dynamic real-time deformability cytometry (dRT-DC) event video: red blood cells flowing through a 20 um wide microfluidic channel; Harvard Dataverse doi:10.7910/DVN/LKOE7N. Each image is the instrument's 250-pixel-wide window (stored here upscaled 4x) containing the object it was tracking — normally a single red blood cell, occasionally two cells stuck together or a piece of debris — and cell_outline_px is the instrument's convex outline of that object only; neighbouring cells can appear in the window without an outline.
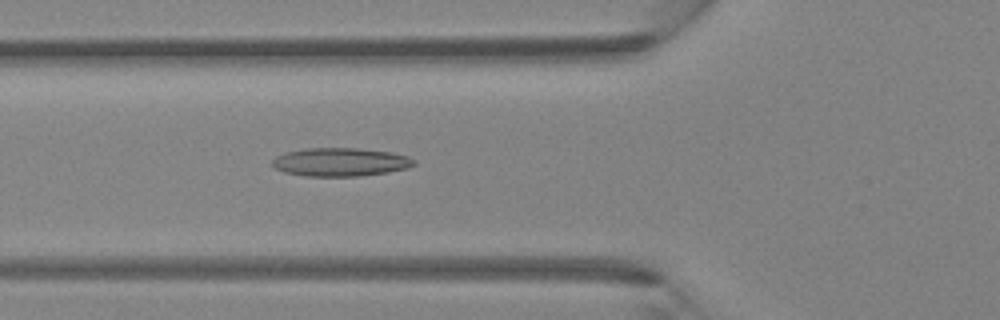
{"species": "Egyptian fruit bat (a non-hibernating species)", "species_latin": "Rousettus aegyptiacus", "temperature_condition": "room temperature", "stored_images_in_passage": 36, "camera_frame_rate_fps": 3000, "um_per_image_px": 0.085, "animal": {"sex": "female"}, "frame": {"image": 1, "passage_image": 7, "time_ms": 2.0, "image_size_px": [1000, 320], "cell_outline_px": [[416, 164], [408, 168], [388, 172], [360, 176], [304, 176], [284, 172], [276, 168], [272, 164], [272, 160], [276, 156], [284, 152], [304, 148], [356, 148], [392, 152], [408, 156], [416, 160]], "centroid_in_image_um": [28.94, 13.77], "position_along_channel_um": 96.9, "area_um2": 23.64}}
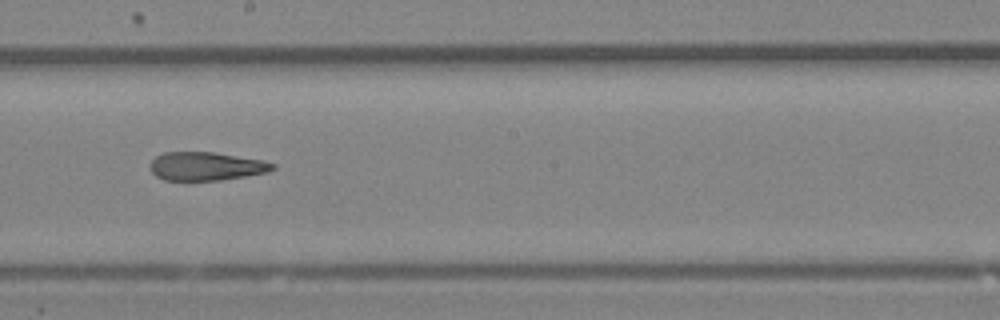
{"frame": {"image": 2, "passage_image": 16, "time_ms": 5.0, "image_size_px": [1000, 320], "cell_outline_px": [[276, 168], [264, 172], [244, 176], [220, 180], [164, 180], [156, 176], [152, 172], [148, 164], [156, 156], [164, 152], [216, 152], [264, 160], [276, 164]], "centroid_in_image_um": [17.5, 14.12], "position_along_channel_um": 230.7, "area_um2": 20.35}}
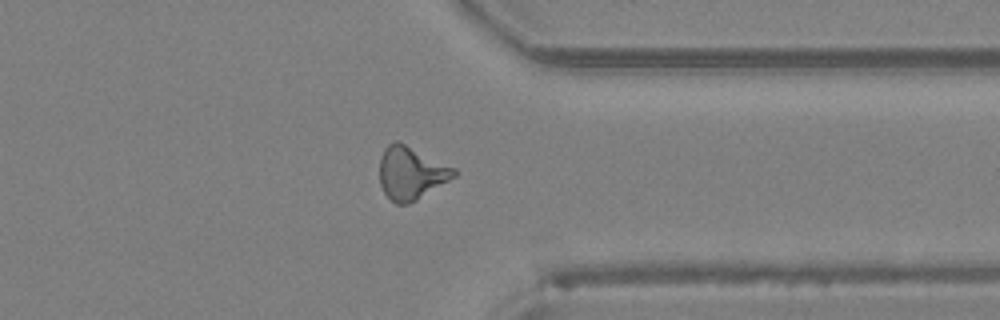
{"frame": {"image": 3, "passage_image": 26, "time_ms": 8.333, "image_size_px": [1000, 320], "cell_outline_px": [[460, 172], [456, 176], [416, 200], [408, 204], [396, 204], [384, 192], [380, 184], [380, 156], [384, 148], [388, 144], [396, 140], [456, 168]], "centroid_in_image_um": [34.95, 14.7], "position_along_channel_um": 376.5, "area_um2": 22.83}}